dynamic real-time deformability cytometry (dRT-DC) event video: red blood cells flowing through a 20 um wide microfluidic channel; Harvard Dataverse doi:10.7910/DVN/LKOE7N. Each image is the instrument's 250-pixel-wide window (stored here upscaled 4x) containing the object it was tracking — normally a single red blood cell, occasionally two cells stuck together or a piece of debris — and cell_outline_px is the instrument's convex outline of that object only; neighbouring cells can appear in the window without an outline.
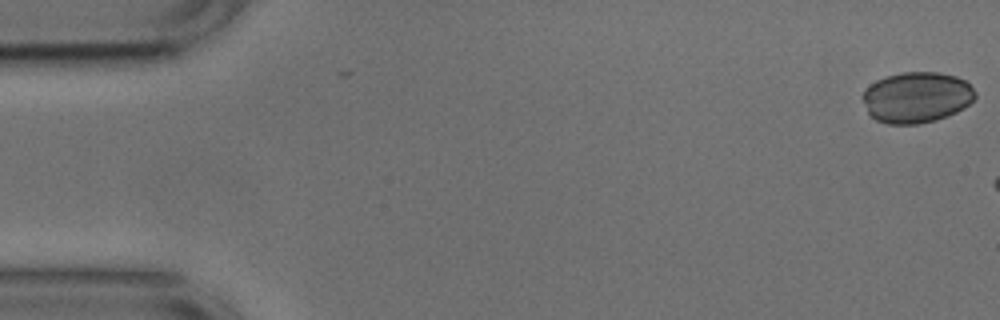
{"species": "common noctule bat (a hibernating species)", "species_latin": "Nyctalus noctula", "temperature_condition": "cold", "stored_images_in_passage": 2, "camera_frame_rate_fps": 3000, "um_per_image_px": 0.085, "animal": {"sex": "male", "body_mass_g": 17.9, "forearm_length_mm": 54.2}, "frame": {"image": 1, "passage_image": 2, "time_ms": 0.333, "image_size_px": [1000, 320], "cell_outline_px": [[976, 96], [964, 108], [948, 116], [936, 120], [916, 124], [888, 124], [876, 120], [868, 112], [864, 100], [864, 92], [876, 80], [888, 76], [904, 72], [936, 72], [956, 76], [964, 80], [976, 92]], "centroid_in_image_um": [77.94, 8.28], "position_along_channel_um": 7.1, "area_um2": 33.0}}